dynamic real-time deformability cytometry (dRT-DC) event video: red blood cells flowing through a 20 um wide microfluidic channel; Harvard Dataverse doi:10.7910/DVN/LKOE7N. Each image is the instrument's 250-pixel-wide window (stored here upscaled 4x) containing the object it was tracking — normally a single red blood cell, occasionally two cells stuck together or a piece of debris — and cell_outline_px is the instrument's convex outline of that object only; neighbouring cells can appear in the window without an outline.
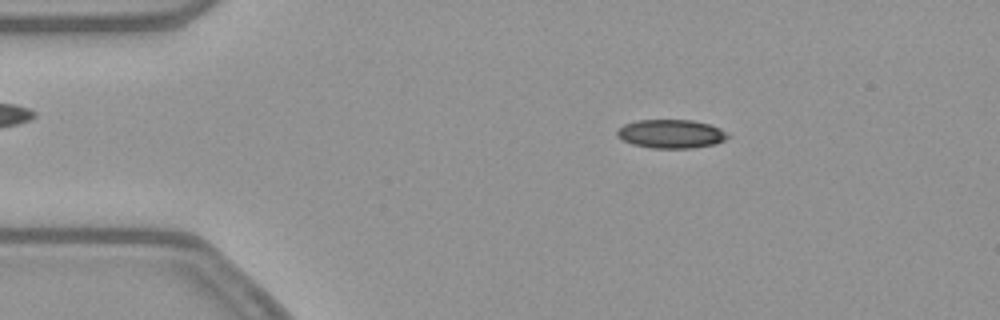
{"species": "common noctule bat (a hibernating species)", "species_latin": "Nyctalus noctula", "temperature_condition": "warm", "stored_images_in_passage": 54, "camera_frame_rate_fps": 3000, "um_per_image_px": 0.085, "animal": {"sex": "female", "body_mass_g": 21.9}, "frame": {"image": 1, "passage_image": 9, "time_ms": 2.667, "image_size_px": [1000, 320], "cell_outline_px": [[732, 136], [716, 144], [692, 148], [652, 148], [632, 144], [616, 136], [616, 132], [624, 124], [636, 120], [692, 120], [708, 124], [720, 128], [728, 132]], "centroid_in_image_um": [57.07, 11.38], "position_along_channel_um": 27.9, "area_um2": 18.61}}
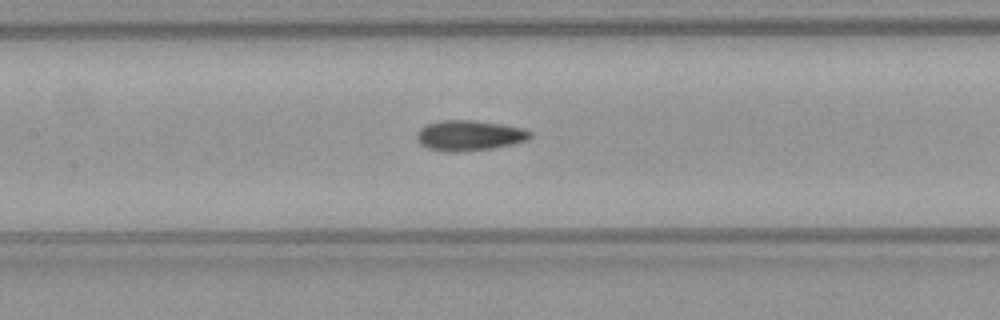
{"frame": {"image": 2, "passage_image": 24, "time_ms": 7.667, "image_size_px": [1000, 320], "cell_outline_px": [[532, 136], [528, 140], [512, 144], [492, 148], [460, 152], [440, 152], [428, 148], [420, 144], [416, 140], [416, 132], [420, 128], [428, 124], [444, 120], [468, 120], [500, 124], [524, 128], [532, 132]], "centroid_in_image_um": [39.87, 11.53], "position_along_channel_um": 167.5, "area_um2": 20.17}}
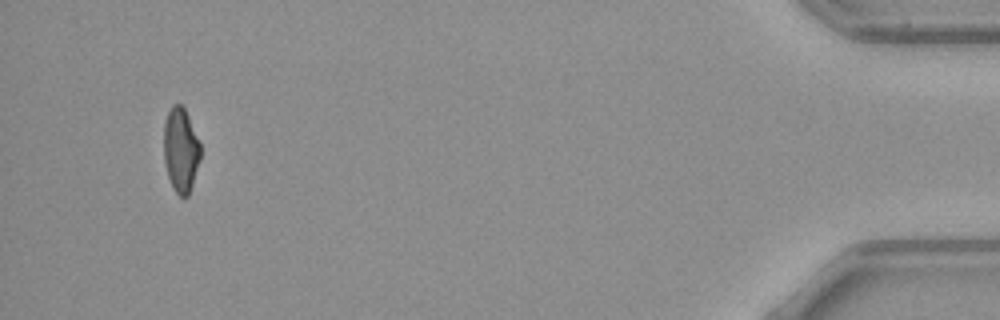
{"frame": {"image": 3, "passage_image": 50, "time_ms": 16.333, "image_size_px": [1000, 320], "cell_outline_px": [[200, 160], [188, 196], [184, 200], [176, 192], [168, 176], [164, 160], [164, 124], [168, 112], [172, 104], [180, 104], [184, 108], [188, 116], [200, 144]], "centroid_in_image_um": [15.36, 12.76], "position_along_channel_um": 419.8, "area_um2": 17.86}, "authors_computed_cell_mechanics": {"area_um2": 19.3052, "velocity_mm_per_s": 3.8853, "shape_relaxation_time_tau1_ms": null, "shape_relaxation_time_tau2_ms": 3.1426, "deformation_change_tau1": null, "deformation_change_tau2": 0.1084}}